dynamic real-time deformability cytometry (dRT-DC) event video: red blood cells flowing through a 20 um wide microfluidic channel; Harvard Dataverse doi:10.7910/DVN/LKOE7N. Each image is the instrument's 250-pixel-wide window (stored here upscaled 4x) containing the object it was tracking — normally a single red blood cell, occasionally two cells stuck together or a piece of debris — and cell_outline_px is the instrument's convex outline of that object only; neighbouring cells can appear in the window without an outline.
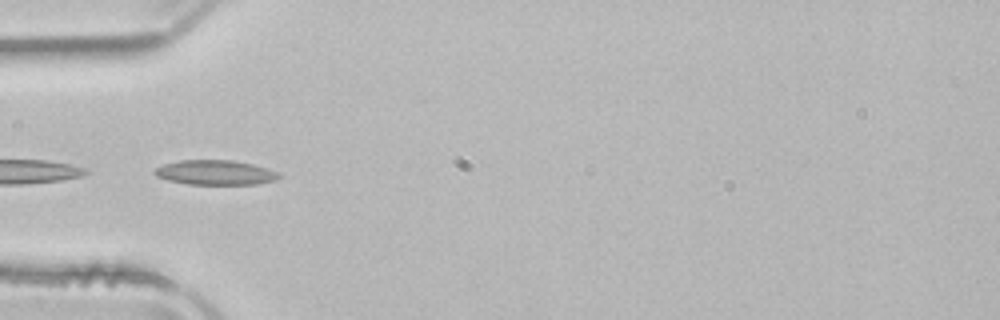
{"species": "common noctule bat (a hibernating species)", "species_latin": "Nyctalus noctula", "temperature_condition": "room temperature", "stored_images_in_passage": 24, "segment_of_instrument_passage": [2, 2], "camera_frame_rate_fps": 3000, "um_per_image_px": 0.085, "animal": {"sex": "male", "body_mass_g": 21.5, "forearm_length_mm": 52.0}, "frame": {"image": 1, "passage_image": 16, "time_ms": 5.0, "image_size_px": [1000, 320], "cell_outline_px": [[280, 176], [276, 180], [256, 184], [188, 184], [168, 180], [156, 176], [152, 172], [156, 168], [164, 164], [180, 160], [232, 160], [252, 164], [268, 168], [276, 172]], "centroid_in_image_um": [18.28, 14.66], "position_along_channel_um": 66.7, "area_um2": 17.8}}
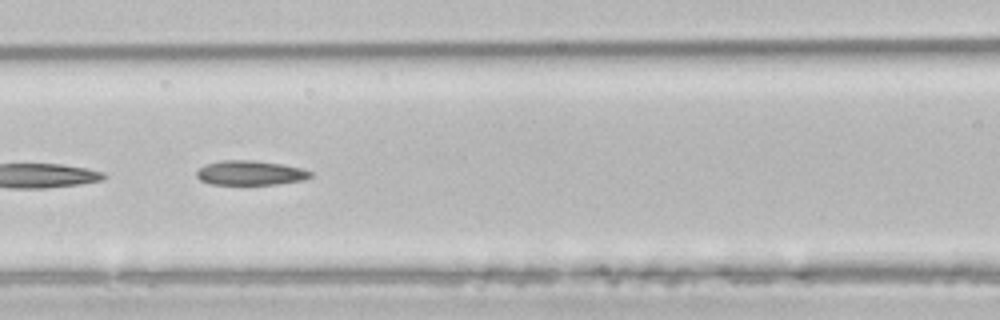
{"frame": {"image": 2, "passage_image": 22, "time_ms": 7.0, "image_size_px": [1000, 320], "cell_outline_px": [[312, 176], [304, 180], [276, 184], [212, 184], [200, 180], [196, 176], [196, 172], [204, 164], [220, 160], [252, 160], [280, 164], [300, 168], [312, 172]], "centroid_in_image_um": [21.25, 14.69], "position_along_channel_um": 145.4, "area_um2": 16.18}}